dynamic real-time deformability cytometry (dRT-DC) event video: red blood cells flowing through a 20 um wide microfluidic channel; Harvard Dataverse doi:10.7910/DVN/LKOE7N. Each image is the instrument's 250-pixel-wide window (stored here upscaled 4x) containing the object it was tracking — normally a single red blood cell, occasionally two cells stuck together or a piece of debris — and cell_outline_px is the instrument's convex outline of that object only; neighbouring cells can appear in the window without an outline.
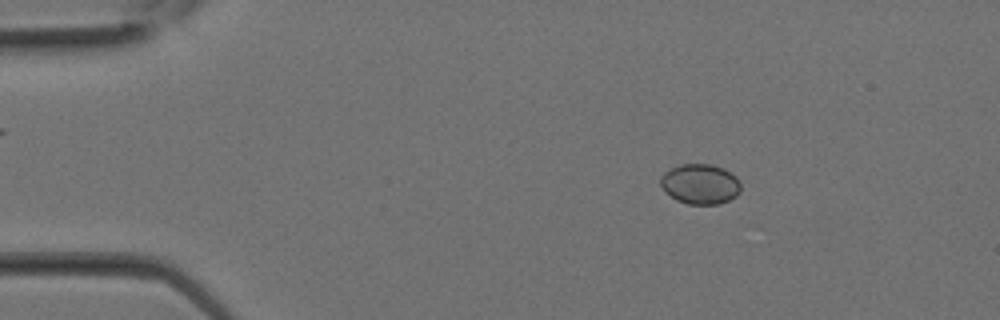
{"species": "Egyptian fruit bat (a non-hibernating species)", "species_latin": "Rousettus aegyptiacus", "temperature_condition": "room temperature", "stored_images_in_passage": 10, "camera_frame_rate_fps": 3000, "um_per_image_px": 0.085, "animal": {"sex": "female"}, "frame": {"image": 1, "passage_image": 2, "time_ms": 0.333, "image_size_px": [1000, 320], "cell_outline_px": [[740, 192], [736, 196], [720, 204], [688, 204], [676, 200], [664, 192], [660, 184], [660, 176], [664, 172], [680, 164], [712, 164], [724, 168], [736, 176], [740, 184]], "centroid_in_image_um": [59.5, 15.64], "position_along_channel_um": 25.5, "area_um2": 18.96}}
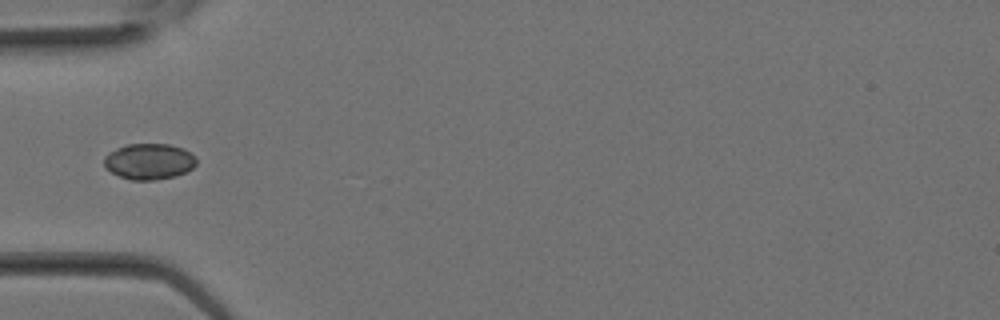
{"frame": {"image": 2, "passage_image": 7, "time_ms": 2.0, "image_size_px": [1000, 320], "cell_outline_px": [[196, 164], [192, 168], [176, 176], [152, 180], [132, 180], [120, 176], [104, 168], [104, 156], [108, 152], [116, 148], [128, 144], [168, 144], [184, 148], [196, 156]], "centroid_in_image_um": [12.66, 13.71], "position_along_channel_um": 72.3, "area_um2": 19.42}}
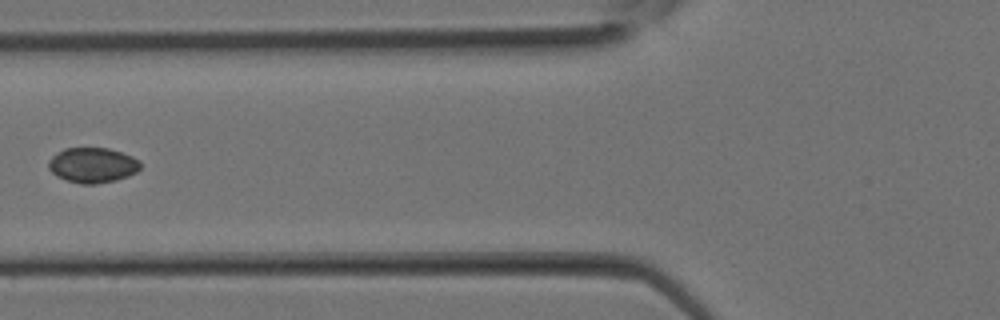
{"frame": {"image": 3, "passage_image": 9, "time_ms": 2.667, "image_size_px": [1000, 320], "cell_outline_px": [[140, 168], [136, 172], [128, 176], [116, 180], [92, 184], [80, 184], [56, 176], [48, 168], [48, 160], [56, 152], [64, 148], [108, 148], [132, 156], [140, 160]], "centroid_in_image_um": [7.85, 14.03], "position_along_channel_um": 117.9, "area_um2": 18.84}}